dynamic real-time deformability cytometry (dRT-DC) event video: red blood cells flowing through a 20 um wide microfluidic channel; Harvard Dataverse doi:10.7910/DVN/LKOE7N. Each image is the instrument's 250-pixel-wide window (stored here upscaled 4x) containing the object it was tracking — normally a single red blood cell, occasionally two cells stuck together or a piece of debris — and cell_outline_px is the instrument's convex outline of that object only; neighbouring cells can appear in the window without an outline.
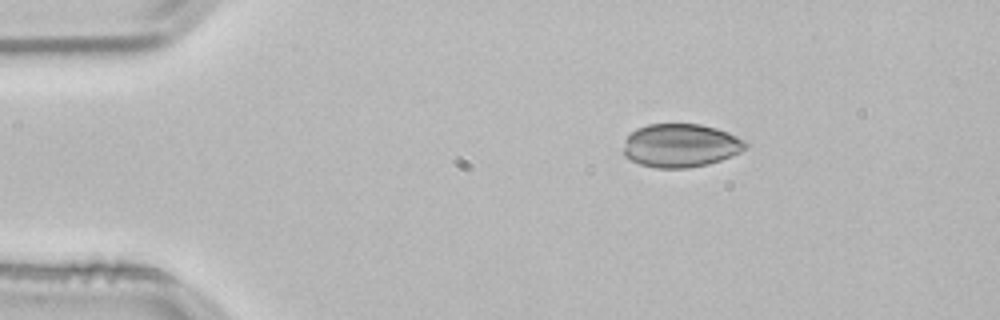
{"species": "common noctule bat (a hibernating species)", "species_latin": "Nyctalus noctula", "temperature_condition": "room temperature", "stored_images_in_passage": 46, "camera_frame_rate_fps": 3000, "um_per_image_px": 0.085, "animal": {"sex": "male", "body_mass_g": 21.5, "forearm_length_mm": 52.0}, "frame": {"image": 1, "passage_image": 2, "time_ms": 0.333, "image_size_px": [1000, 320], "cell_outline_px": [[748, 144], [740, 152], [732, 156], [708, 164], [688, 168], [656, 168], [640, 164], [624, 156], [624, 140], [636, 128], [648, 124], [700, 124], [716, 128], [728, 132], [748, 140]], "centroid_in_image_um": [57.87, 12.36], "position_along_channel_um": 27.1, "area_um2": 31.1}}
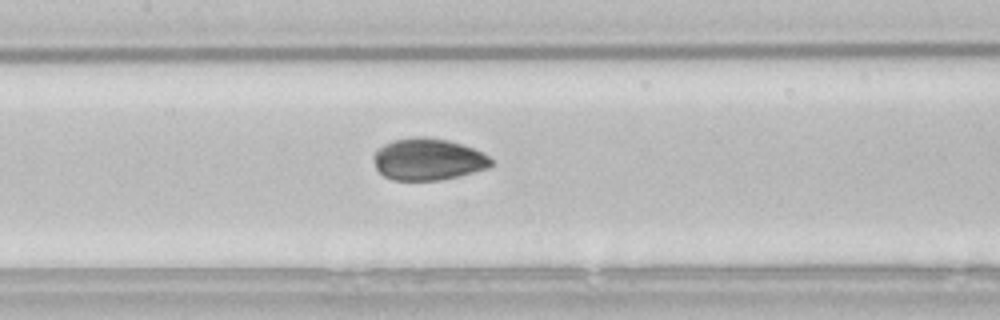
{"frame": {"image": 2, "passage_image": 18, "time_ms": 5.667, "image_size_px": [1000, 320], "cell_outline_px": [[492, 164], [488, 168], [440, 180], [392, 180], [384, 176], [376, 168], [372, 156], [376, 148], [392, 140], [420, 136], [424, 136], [448, 140], [484, 152], [492, 160]], "centroid_in_image_um": [36.34, 13.53], "position_along_channel_um": 171.1, "area_um2": 28.67}}
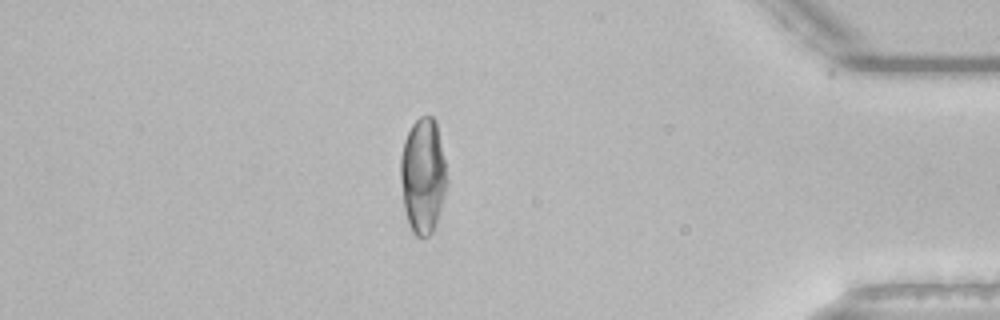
{"frame": {"image": 3, "passage_image": 39, "time_ms": 12.667, "image_size_px": [1000, 320], "cell_outline_px": [[448, 180], [444, 196], [432, 232], [428, 236], [416, 236], [412, 232], [408, 224], [404, 208], [400, 180], [400, 156], [404, 140], [412, 124], [420, 116], [432, 116], [436, 120]], "centroid_in_image_um": [35.93, 14.92], "position_along_channel_um": 399.3, "area_um2": 31.1}}